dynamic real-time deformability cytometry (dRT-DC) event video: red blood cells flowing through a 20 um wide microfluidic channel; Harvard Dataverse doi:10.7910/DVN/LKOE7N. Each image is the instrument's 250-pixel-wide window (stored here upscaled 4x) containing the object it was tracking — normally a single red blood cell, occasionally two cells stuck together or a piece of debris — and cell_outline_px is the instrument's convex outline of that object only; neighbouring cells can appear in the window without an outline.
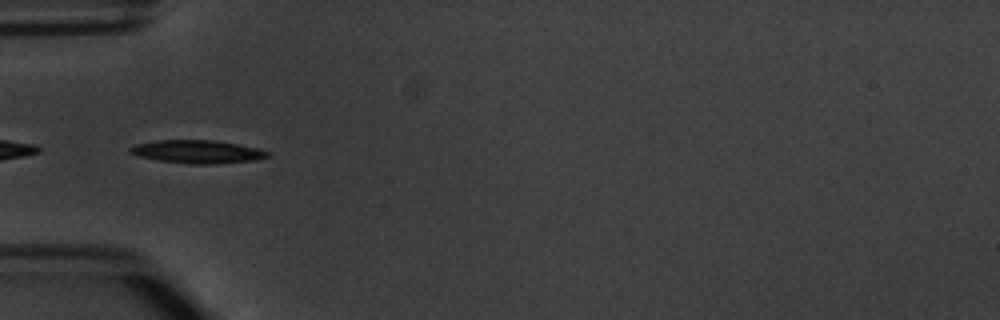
{"species": "common noctule bat (a hibernating species)", "species_latin": "Nyctalus noctula", "temperature_condition": "warm", "stored_images_in_passage": 5, "camera_frame_rate_fps": 3000, "um_per_image_px": 0.085, "animal": {"sex": "male", "body_mass_g": 20.1, "forearm_length_mm": 53.5}, "frame": {"image": 1, "passage_image": 5, "time_ms": 4.667, "image_size_px": [1000, 320], "cell_outline_px": [[272, 152], [268, 156], [256, 160], [216, 164], [192, 164], [160, 160], [140, 156], [128, 152], [128, 148], [136, 144], [156, 140], [212, 140], [236, 144], [256, 148]], "centroid_in_image_um": [16.78, 12.89], "position_along_channel_um": 68.2, "area_um2": 18.38}}